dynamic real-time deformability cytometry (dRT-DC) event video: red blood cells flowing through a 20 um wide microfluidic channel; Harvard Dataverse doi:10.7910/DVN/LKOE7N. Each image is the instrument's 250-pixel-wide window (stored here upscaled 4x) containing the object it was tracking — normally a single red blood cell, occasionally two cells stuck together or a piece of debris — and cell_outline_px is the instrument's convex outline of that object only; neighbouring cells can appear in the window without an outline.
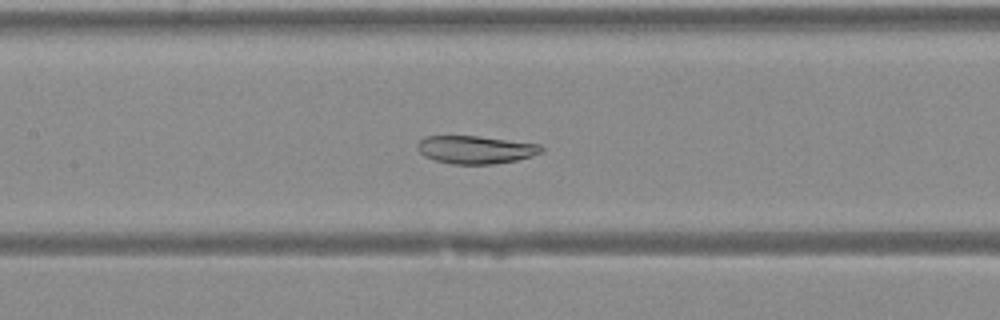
{"species": "Egyptian fruit bat (a non-hibernating species)", "species_latin": "Rousettus aegyptiacus", "temperature_condition": "warm", "stored_images_in_passage": 43, "camera_frame_rate_fps": 3000, "um_per_image_px": 0.085, "animal": {"sex": "female"}, "frame": {"image": 1, "passage_image": 21, "time_ms": 6.667, "image_size_px": [1000, 320], "cell_outline_px": [[544, 152], [532, 156], [516, 160], [492, 164], [452, 164], [436, 160], [424, 156], [420, 152], [416, 144], [420, 140], [428, 136], [480, 136], [540, 144], [544, 148]], "centroid_in_image_um": [40.46, 12.72], "position_along_channel_um": 166.9, "area_um2": 20.17}}
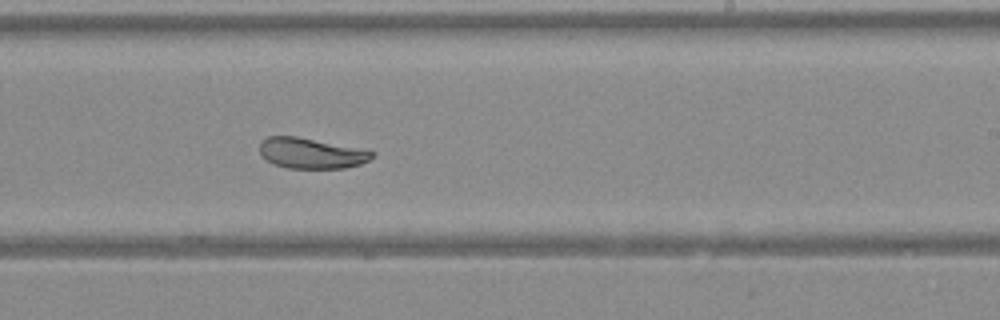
{"frame": {"image": 2, "passage_image": 27, "time_ms": 8.667, "image_size_px": [1000, 320], "cell_outline_px": [[376, 152], [368, 160], [360, 164], [344, 168], [288, 168], [276, 164], [260, 156], [260, 144], [268, 136], [296, 136]], "centroid_in_image_um": [26.42, 13.03], "position_along_channel_um": 262.6, "area_um2": 19.59}}
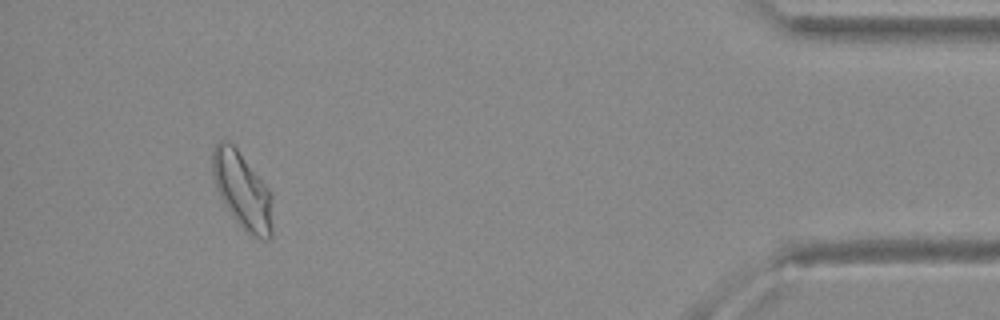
{"frame": {"image": 3, "passage_image": 40, "time_ms": 13.0, "image_size_px": [1000, 320], "cell_outline_px": [[272, 236], [268, 240], [260, 240], [248, 232], [232, 216], [224, 204], [216, 188], [212, 172], [212, 148], [220, 140], [228, 140], [236, 148], [268, 188], [272, 196]], "centroid_in_image_um": [20.59, 16.2], "position_along_channel_um": 414.6, "area_um2": 26.65}}